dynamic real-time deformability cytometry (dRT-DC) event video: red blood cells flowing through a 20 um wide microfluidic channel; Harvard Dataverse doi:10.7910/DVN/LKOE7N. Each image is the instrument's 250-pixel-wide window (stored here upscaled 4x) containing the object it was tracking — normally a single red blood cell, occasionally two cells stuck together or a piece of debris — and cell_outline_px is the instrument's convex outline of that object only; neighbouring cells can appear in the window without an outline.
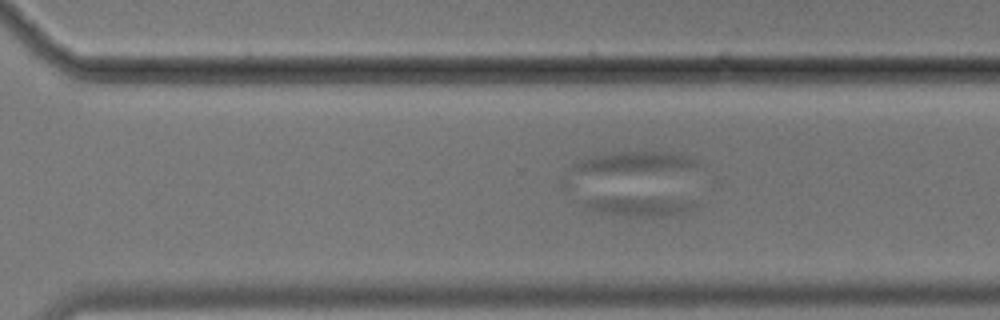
{"species": "common noctule bat (a hibernating species)", "species_latin": "Nyctalus noctula", "temperature_condition": "cold", "stored_images_in_passage": 57, "camera_frame_rate_fps": 3000, "um_per_image_px": 0.085, "animal": {"sex": "male", "body_mass_g": 17.9}, "frame": {"image": 1, "passage_image": 33, "time_ms": 10.667, "image_size_px": [1000, 320], "cell_outline_px": [[700, 208], [684, 212], [664, 216], [628, 216], [604, 212], [592, 208], [584, 204], [588, 200], [680, 200], [700, 204]], "centroid_in_image_um": [54.63, 17.6], "position_along_channel_um": 316.0, "area_um2": 10.64}}
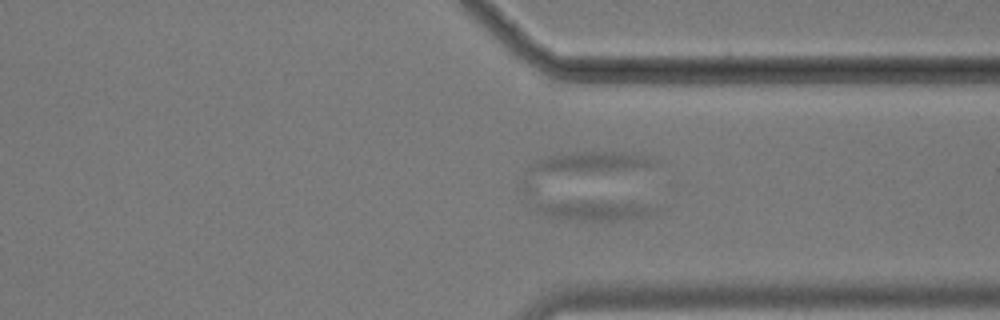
{"frame": {"image": 2, "passage_image": 38, "time_ms": 12.333, "image_size_px": [1000, 320], "cell_outline_px": [[660, 208], [648, 216], [632, 220], [576, 220], [548, 216], [536, 212], [532, 208], [532, 204], [644, 204]], "centroid_in_image_um": [50.64, 17.96], "position_along_channel_um": 360.8, "area_um2": 12.43}}
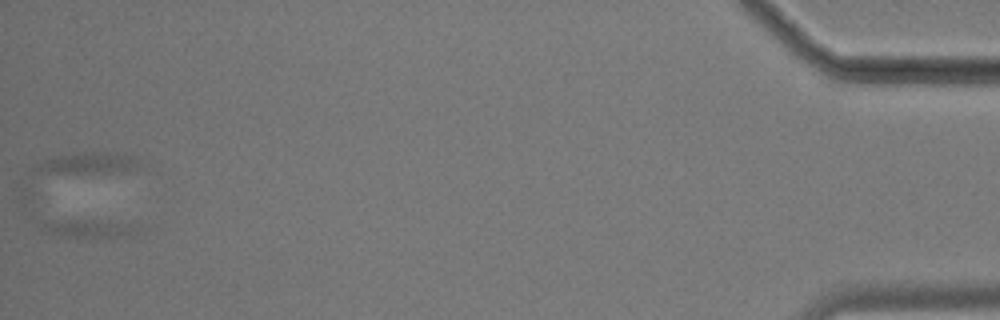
{"frame": {"image": 3, "passage_image": 57, "time_ms": 18.667, "image_size_px": [1000, 320], "cell_outline_px": [[148, 228], [132, 236], [112, 240], [108, 240], [64, 236], [44, 232], [36, 224], [36, 220], [92, 220], [140, 224]], "centroid_in_image_um": [7.7, 19.45], "position_along_channel_um": 427.5, "area_um2": 11.73}}